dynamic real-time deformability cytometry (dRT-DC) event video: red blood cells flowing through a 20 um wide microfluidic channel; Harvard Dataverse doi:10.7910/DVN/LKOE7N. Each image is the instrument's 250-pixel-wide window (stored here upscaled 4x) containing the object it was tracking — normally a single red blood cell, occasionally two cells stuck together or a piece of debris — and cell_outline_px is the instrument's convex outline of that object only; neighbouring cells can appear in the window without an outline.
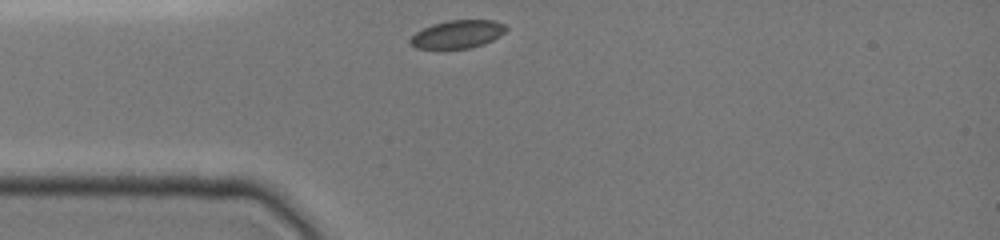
{"species": "common noctule bat (a hibernating species)", "species_latin": "Nyctalus noctula", "temperature_condition": "cold", "stored_images_in_passage": 7, "camera_frame_rate_fps": 3000, "um_per_image_px": 0.085, "animal": {"sex": "female", "body_mass_g": 19.0, "forearm_length_mm": 51.5}, "frame": {"image": 1, "passage_image": 1, "time_ms": 0.0, "image_size_px": [1000, 240], "cell_outline_px": [[508, 28], [500, 36], [484, 44], [468, 48], [416, 48], [408, 40], [416, 32], [432, 24], [448, 20], [492, 20], [504, 24]], "centroid_in_image_um": [38.9, 2.9], "position_along_channel_um": 46.1, "area_um2": 15.49}}
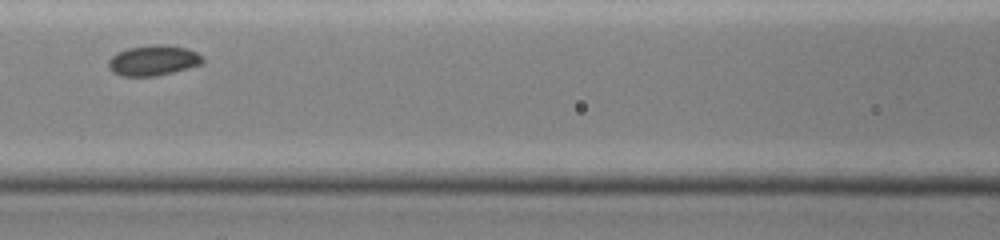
{"frame": {"image": 2, "passage_image": 5, "time_ms": 3.0, "image_size_px": [1000, 240], "cell_outline_px": [[204, 60], [200, 64], [188, 68], [156, 76], [120, 76], [112, 72], [108, 68], [108, 60], [116, 52], [128, 48], [148, 44], [168, 44], [188, 48], [196, 52]], "centroid_in_image_um": [12.98, 5.12], "position_along_channel_um": 153.6, "area_um2": 16.88}}
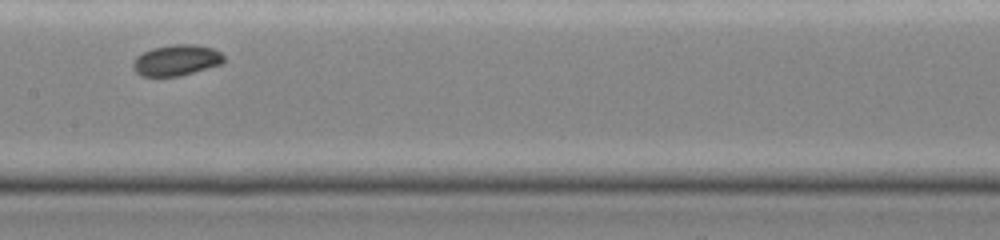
{"frame": {"image": 3, "passage_image": 6, "time_ms": 4.0, "image_size_px": [1000, 240], "cell_outline_px": [[224, 64], [180, 76], [140, 76], [132, 68], [132, 60], [136, 56], [152, 48], [172, 44], [196, 44], [212, 48], [220, 52], [224, 56]], "centroid_in_image_um": [15.0, 5.12], "position_along_channel_um": 192.4, "area_um2": 16.65}}